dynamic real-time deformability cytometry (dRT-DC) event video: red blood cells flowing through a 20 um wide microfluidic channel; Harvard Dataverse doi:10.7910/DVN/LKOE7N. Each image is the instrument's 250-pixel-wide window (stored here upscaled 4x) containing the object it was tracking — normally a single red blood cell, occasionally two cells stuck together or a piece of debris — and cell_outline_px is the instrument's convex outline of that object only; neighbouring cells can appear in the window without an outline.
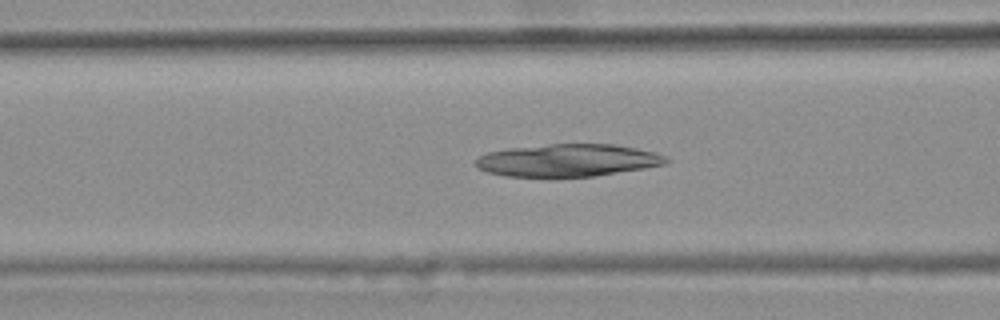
{"species": "common noctule bat (a hibernating species)", "species_latin": "Nyctalus noctula", "temperature_condition": "warm", "stored_images_in_passage": 47, "camera_frame_rate_fps": 3000, "um_per_image_px": 0.085, "animal": {"sex": "female", "body_mass_g": 25.1}, "frame": {"image": 1, "passage_image": 21, "time_ms": 6.667, "image_size_px": [1000, 320], "cell_outline_px": [[668, 160], [664, 164], [644, 168], [596, 176], [504, 176], [488, 172], [480, 168], [476, 164], [476, 160], [480, 156], [488, 152], [508, 148], [548, 144], [612, 144], [636, 148], [656, 152], [668, 156]], "centroid_in_image_um": [48.29, 13.62], "position_along_channel_um": 118.3, "area_um2": 35.78}}
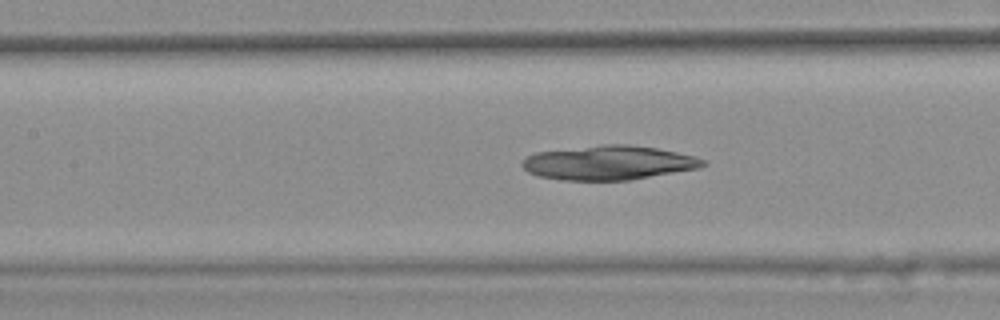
{"frame": {"image": 2, "passage_image": 24, "time_ms": 7.667, "image_size_px": [1000, 320], "cell_outline_px": [[708, 164], [696, 168], [628, 180], [560, 180], [540, 176], [528, 172], [520, 164], [528, 156], [536, 152], [604, 144], [628, 144], [656, 148], [696, 156], [708, 160]], "centroid_in_image_um": [51.74, 13.82], "position_along_channel_um": 155.7, "area_um2": 35.84}}
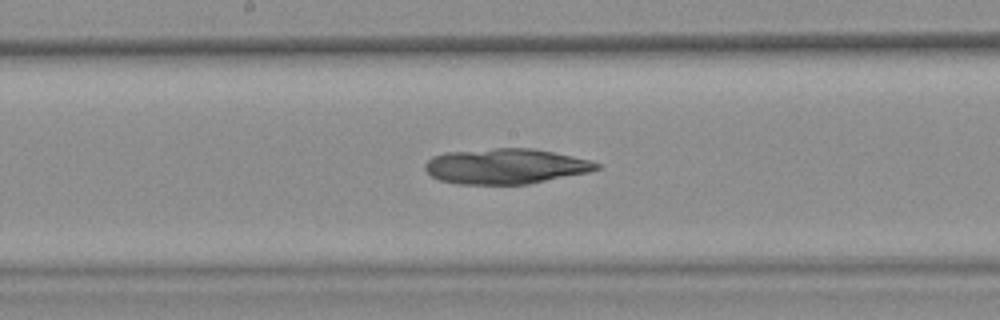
{"frame": {"image": 3, "passage_image": 28, "time_ms": 9.0, "image_size_px": [1000, 320], "cell_outline_px": [[600, 168], [588, 172], [528, 184], [456, 184], [440, 180], [432, 176], [424, 168], [424, 164], [432, 156], [444, 152], [496, 148], [532, 148], [592, 160], [600, 164]], "centroid_in_image_um": [42.96, 14.13], "position_along_channel_um": 205.2, "area_um2": 35.32}}